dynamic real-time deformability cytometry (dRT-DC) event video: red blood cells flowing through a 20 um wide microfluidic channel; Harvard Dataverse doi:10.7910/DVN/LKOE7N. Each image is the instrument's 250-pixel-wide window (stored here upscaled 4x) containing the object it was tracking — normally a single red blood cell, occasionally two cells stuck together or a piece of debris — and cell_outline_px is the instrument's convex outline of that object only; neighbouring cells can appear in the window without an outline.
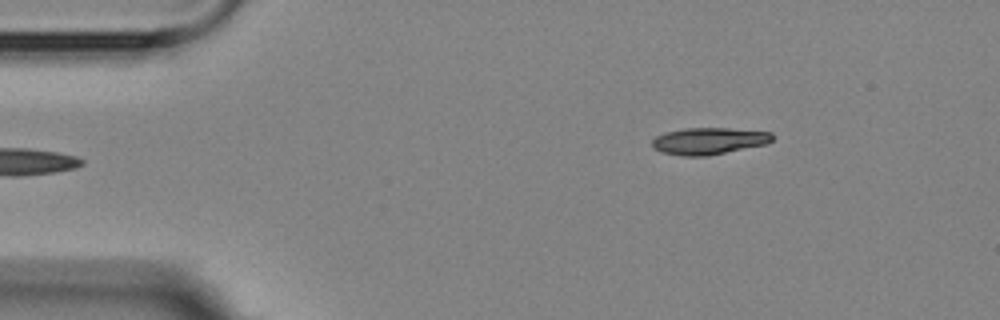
{"species": "Egyptian fruit bat (a non-hibernating species)", "species_latin": "Rousettus aegyptiacus", "temperature_condition": "room temperature", "stored_images_in_passage": 2, "camera_frame_rate_fps": 3000, "um_per_image_px": 0.085, "animal": {"sex": "female"}, "frame": {"image": 1, "passage_image": 2, "time_ms": 1.333, "image_size_px": [1000, 320], "cell_outline_px": [[772, 140], [768, 144], [708, 156], [680, 156], [660, 152], [652, 144], [652, 140], [656, 136], [664, 132], [684, 128], [728, 128], [772, 132]], "centroid_in_image_um": [60.25, 11.99], "position_along_channel_um": 24.7, "area_um2": 18.96}}